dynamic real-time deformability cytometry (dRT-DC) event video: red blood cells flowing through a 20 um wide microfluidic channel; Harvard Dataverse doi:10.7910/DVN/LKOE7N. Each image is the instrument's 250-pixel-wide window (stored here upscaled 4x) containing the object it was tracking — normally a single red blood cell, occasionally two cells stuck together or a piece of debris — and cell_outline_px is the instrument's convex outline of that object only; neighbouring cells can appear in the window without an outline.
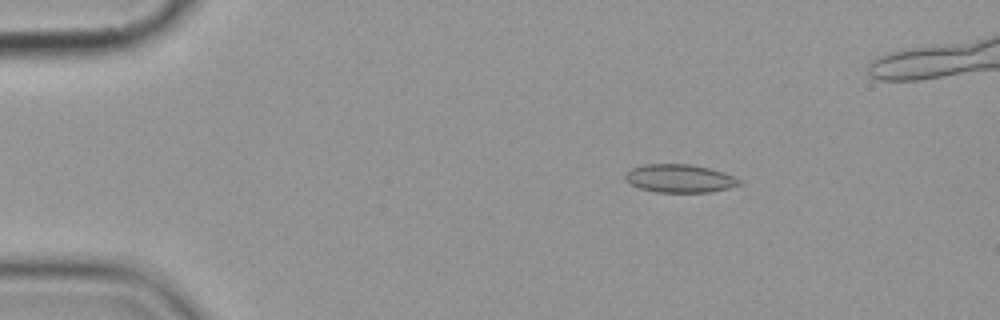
{"species": "common noctule bat (a hibernating species)", "species_latin": "Nyctalus noctula", "temperature_condition": "cold", "stored_images_in_passage": 6, "camera_frame_rate_fps": 3000, "um_per_image_px": 0.085, "animal": {"sex": "female", "body_mass_g": 19.9}, "frame": {"image": 1, "passage_image": 3, "time_ms": 3.0, "image_size_px": [1000, 320], "cell_outline_px": [[744, 184], [728, 188], [708, 192], [656, 192], [640, 188], [624, 180], [624, 176], [632, 168], [644, 164], [688, 164], [708, 168], [724, 172], [740, 180]], "centroid_in_image_um": [57.77, 15.17], "position_along_channel_um": 27.2, "area_um2": 18.61}}